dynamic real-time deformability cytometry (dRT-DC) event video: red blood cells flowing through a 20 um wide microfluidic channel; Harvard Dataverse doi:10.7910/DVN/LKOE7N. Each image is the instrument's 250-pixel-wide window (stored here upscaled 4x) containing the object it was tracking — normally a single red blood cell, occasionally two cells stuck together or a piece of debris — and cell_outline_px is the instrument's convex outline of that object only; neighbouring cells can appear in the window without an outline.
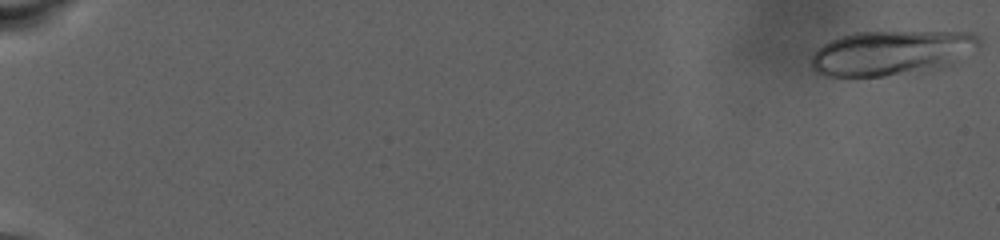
{"species": "human", "species_latin": "Homo sapiens", "temperature_condition": "warm", "stored_images_in_passage": 87, "camera_frame_rate_fps": 3000, "um_per_image_px": 0.085, "donor": {"sex": "male"}, "frame": {"image": 1, "passage_image": 1, "time_ms": 0.0, "image_size_px": [1000, 240], "cell_outline_px": [[984, 44], [952, 64], [932, 72], [884, 76], [824, 76], [816, 72], [808, 64], [808, 60], [816, 48], [840, 36], [852, 32], [972, 32], [980, 36]], "centroid_in_image_um": [75.8, 4.5], "position_along_channel_um": 9.2, "area_um2": 44.91}}
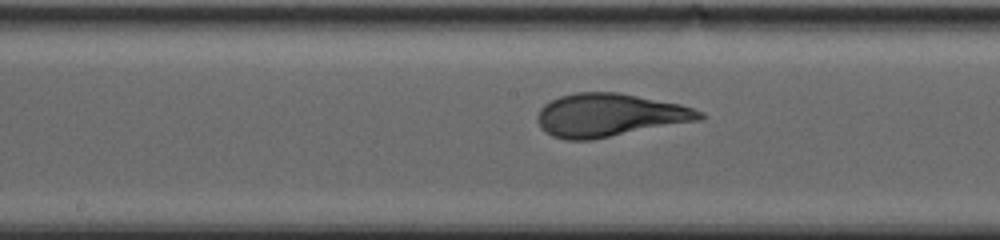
{"frame": {"image": 2, "passage_image": 50, "time_ms": 16.333, "image_size_px": [1000, 240], "cell_outline_px": [[704, 120], [592, 140], [568, 140], [552, 136], [540, 128], [536, 120], [536, 116], [540, 108], [544, 104], [560, 96], [576, 92], [616, 92], [680, 104], [704, 112]], "centroid_in_image_um": [51.82, 9.8], "position_along_channel_um": 196.4, "area_um2": 41.1}}
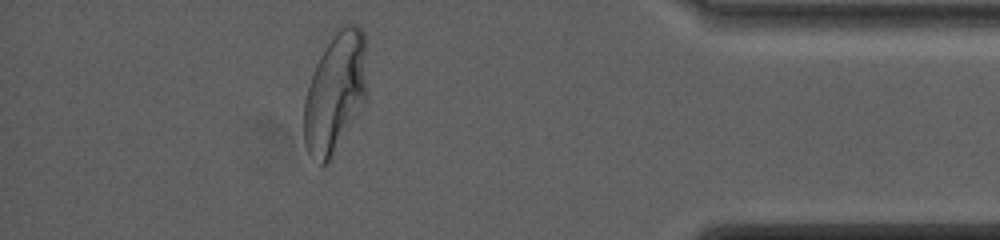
{"frame": {"image": 3, "passage_image": 79, "time_ms": 26.0, "image_size_px": [1000, 240], "cell_outline_px": [[368, 96], [328, 160], [324, 164], [320, 164], [308, 152], [304, 144], [304, 100], [308, 84], [312, 72], [320, 56], [336, 32], [344, 24], [356, 24], [364, 32]], "centroid_in_image_um": [28.5, 7.82], "position_along_channel_um": 406.7, "area_um2": 43.52}}